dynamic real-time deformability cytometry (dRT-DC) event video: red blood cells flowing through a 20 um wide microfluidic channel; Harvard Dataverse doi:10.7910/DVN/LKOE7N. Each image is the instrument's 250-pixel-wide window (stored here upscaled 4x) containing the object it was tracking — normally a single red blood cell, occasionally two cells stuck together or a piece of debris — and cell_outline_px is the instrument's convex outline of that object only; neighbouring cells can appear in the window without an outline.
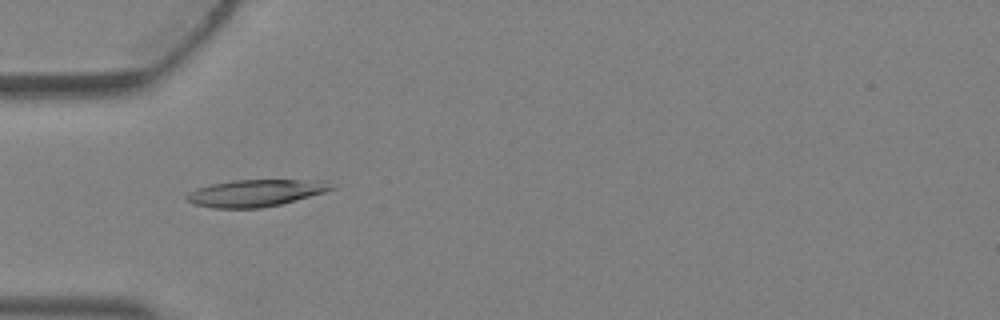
{"species": "Egyptian fruit bat (a non-hibernating species)", "species_latin": "Rousettus aegyptiacus", "temperature_condition": "warm", "stored_images_in_passage": 2, "camera_frame_rate_fps": 3000, "um_per_image_px": 0.085, "animal": {"sex": "female"}, "frame": {"image": 1, "passage_image": 2, "time_ms": 0.333, "image_size_px": [1000, 320], "cell_outline_px": [[336, 188], [324, 192], [296, 200], [280, 204], [260, 208], [212, 208], [192, 204], [184, 200], [184, 196], [188, 192], [196, 188], [212, 184], [232, 180], [328, 180]], "centroid_in_image_um": [21.69, 16.4], "position_along_channel_um": 63.3, "area_um2": 22.95}}